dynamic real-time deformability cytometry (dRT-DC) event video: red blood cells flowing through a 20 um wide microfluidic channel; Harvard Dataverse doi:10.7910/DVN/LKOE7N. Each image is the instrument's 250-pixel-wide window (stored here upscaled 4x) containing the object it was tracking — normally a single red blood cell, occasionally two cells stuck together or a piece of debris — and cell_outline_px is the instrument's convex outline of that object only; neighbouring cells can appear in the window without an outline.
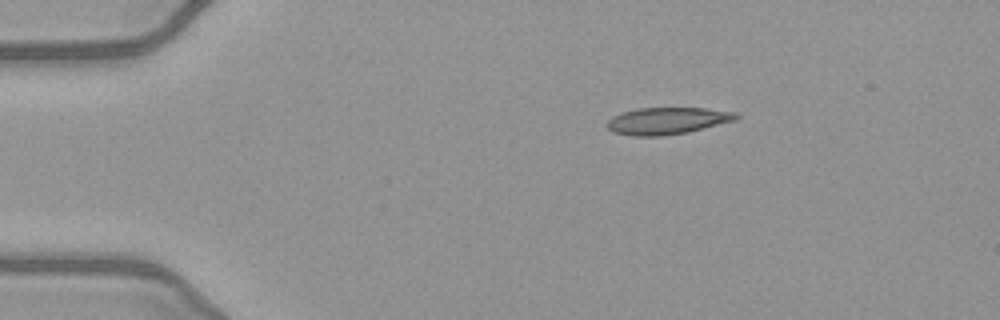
{"species": "common noctule bat (a hibernating species)", "species_latin": "Nyctalus noctula", "temperature_condition": "warm", "stored_images_in_passage": 43, "camera_frame_rate_fps": 3000, "um_per_image_px": 0.085, "animal": {"sex": "female", "body_mass_g": 21.9}, "frame": {"image": 1, "passage_image": 1, "time_ms": 0.0, "image_size_px": [1000, 320], "cell_outline_px": [[740, 116], [736, 120], [688, 132], [660, 136], [632, 136], [612, 132], [604, 124], [612, 116], [620, 112], [636, 108], [704, 108], [736, 112]], "centroid_in_image_um": [56.67, 10.27], "position_along_channel_um": 28.3, "area_um2": 20.46}}
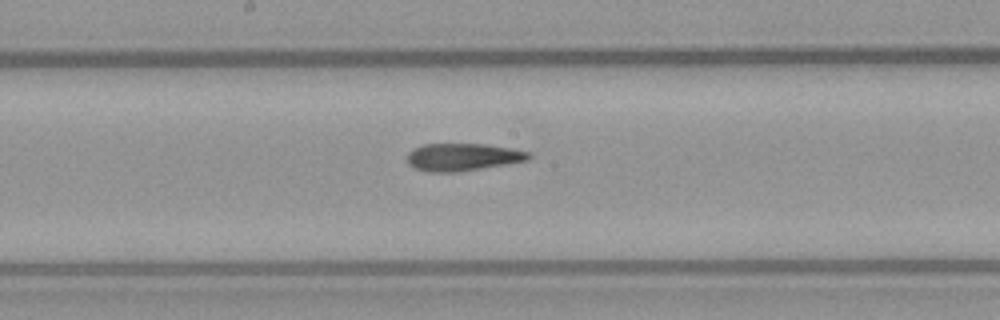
{"frame": {"image": 2, "passage_image": 19, "time_ms": 6.0, "image_size_px": [1000, 320], "cell_outline_px": [[532, 156], [528, 160], [508, 164], [460, 172], [428, 172], [412, 168], [408, 164], [408, 152], [424, 144], [488, 144], [528, 152]], "centroid_in_image_um": [39.32, 13.36], "position_along_channel_um": 208.9, "area_um2": 19.54}}
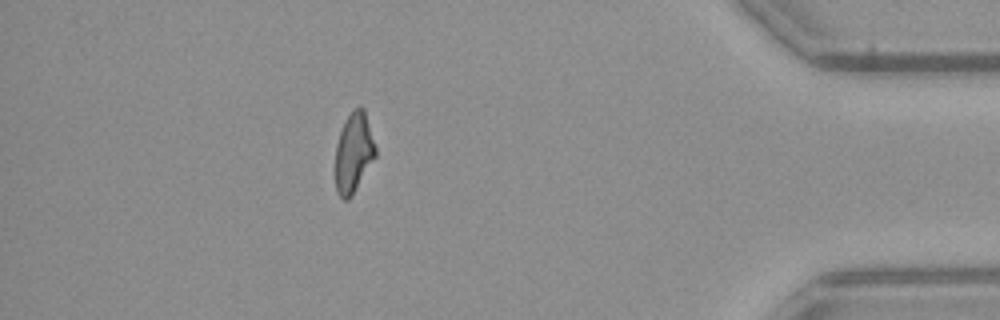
{"frame": {"image": 3, "passage_image": 37, "time_ms": 12.0, "image_size_px": [1000, 320], "cell_outline_px": [[376, 156], [352, 196], [348, 200], [344, 200], [336, 192], [336, 144], [340, 132], [352, 108], [360, 104], [364, 108], [376, 148]], "centroid_in_image_um": [30.07, 12.96], "position_along_channel_um": 405.1, "area_um2": 18.67}, "authors_computed_cell_mechanics": {"area_um2": 19.8832, "velocity_mm_per_s": 4.0688, "shape_relaxation_time_tau1_ms": null, "shape_relaxation_time_tau2_ms": 4.6358, "deformation_change_tau1": null, "deformation_change_tau2": 0.154}}